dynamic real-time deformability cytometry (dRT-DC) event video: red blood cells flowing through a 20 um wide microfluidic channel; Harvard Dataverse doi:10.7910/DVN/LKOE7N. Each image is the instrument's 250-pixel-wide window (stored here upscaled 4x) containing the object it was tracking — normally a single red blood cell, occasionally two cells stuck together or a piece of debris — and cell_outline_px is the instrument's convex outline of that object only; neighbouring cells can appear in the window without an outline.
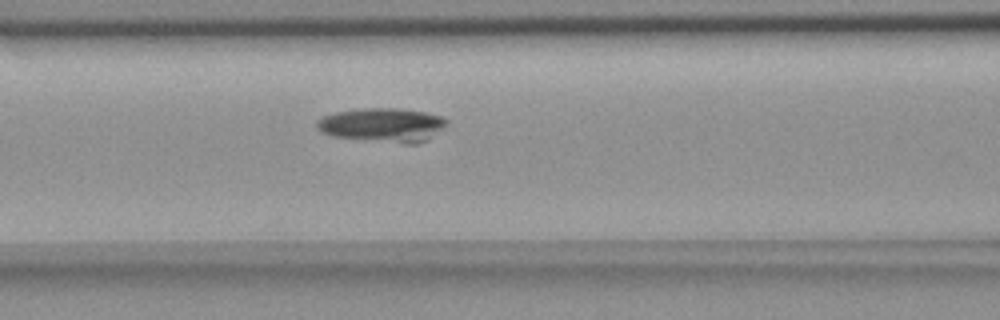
{"species": "common noctule bat (a hibernating species)", "species_latin": "Nyctalus noctula", "temperature_condition": "room temperature", "stored_images_in_passage": 47, "camera_frame_rate_fps": 3000, "um_per_image_px": 0.085, "animal": {"sex": "female", "body_mass_g": 18.4}, "frame": {"image": 1, "passage_image": 25, "time_ms": 8.0, "image_size_px": [1000, 320], "cell_outline_px": [[448, 124], [428, 140], [416, 144], [408, 144], [332, 136], [316, 128], [316, 120], [320, 116], [336, 112], [360, 108], [400, 108], [424, 112], [444, 116], [448, 120]], "centroid_in_image_um": [32.54, 10.61], "position_along_channel_um": 134.1, "area_um2": 26.01}}
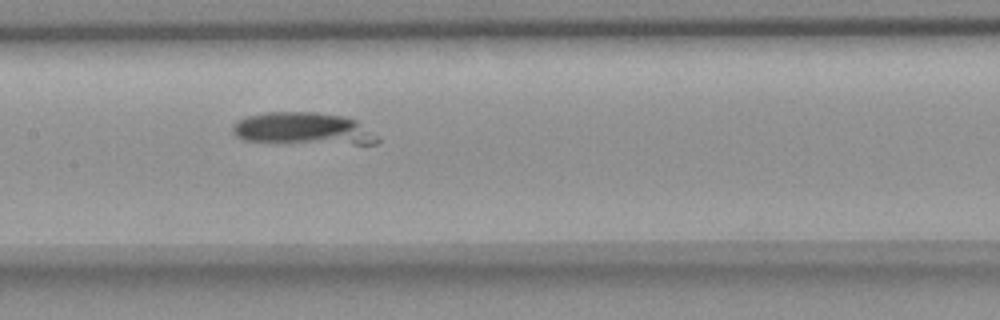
{"frame": {"image": 2, "passage_image": 29, "time_ms": 9.333, "image_size_px": [1000, 320], "cell_outline_px": [[380, 140], [376, 144], [352, 144], [244, 140], [236, 136], [232, 132], [232, 124], [236, 120], [248, 116], [264, 112], [316, 112], [344, 116], [356, 120], [380, 136]], "centroid_in_image_um": [25.81, 10.93], "position_along_channel_um": 181.6, "area_um2": 27.22}}